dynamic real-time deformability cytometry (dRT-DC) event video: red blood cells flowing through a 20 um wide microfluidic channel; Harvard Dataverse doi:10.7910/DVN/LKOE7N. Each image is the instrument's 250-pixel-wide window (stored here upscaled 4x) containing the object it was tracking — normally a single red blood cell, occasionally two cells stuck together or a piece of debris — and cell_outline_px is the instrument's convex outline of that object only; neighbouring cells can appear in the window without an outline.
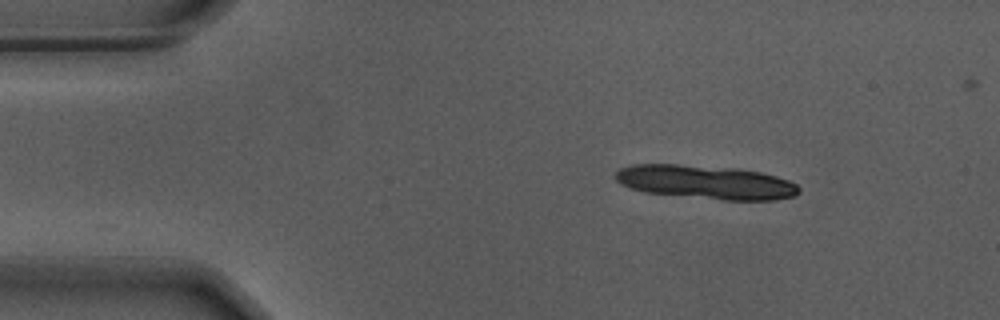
{"species": "Egyptian fruit bat (a non-hibernating species)", "species_latin": "Rousettus aegyptiacus", "temperature_condition": "warm", "stored_images_in_passage": 7, "camera_frame_rate_fps": 3000, "um_per_image_px": 0.085, "animal": {"sex": "male"}, "frame": {"image": 1, "passage_image": 1, "time_ms": 0.0, "image_size_px": [1000, 320], "cell_outline_px": [[800, 192], [792, 196], [772, 200], [724, 200], [644, 192], [628, 188], [620, 184], [612, 176], [620, 168], [632, 164], [680, 164], [736, 168], [760, 172], [776, 176], [788, 180], [796, 184], [800, 188]], "centroid_in_image_um": [59.94, 15.47], "position_along_channel_um": 25.1, "area_um2": 36.3}}